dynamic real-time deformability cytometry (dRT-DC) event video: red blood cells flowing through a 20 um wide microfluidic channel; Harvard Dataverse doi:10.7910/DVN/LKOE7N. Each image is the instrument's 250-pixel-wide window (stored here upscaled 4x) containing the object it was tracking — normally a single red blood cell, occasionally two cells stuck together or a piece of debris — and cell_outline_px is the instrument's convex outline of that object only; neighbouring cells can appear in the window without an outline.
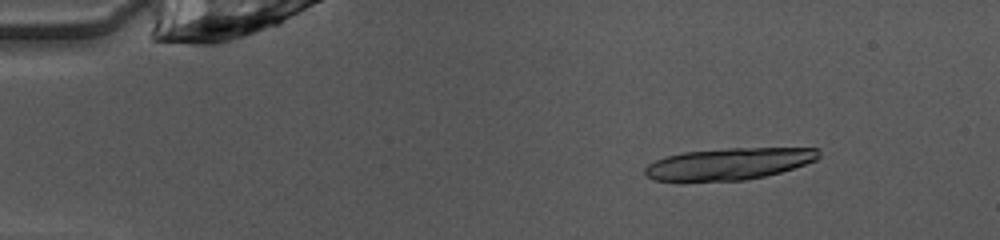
{"species": "common noctule bat (a hibernating species)", "species_latin": "Nyctalus noctula", "temperature_condition": "warm", "stored_images_in_passage": 50, "camera_frame_rate_fps": 3000, "um_per_image_px": 0.085, "animal": {"sex": "female", "body_mass_g": 10.0, "forearm_length_mm": 53.1}, "frame": {"image": 1, "passage_image": 7, "time_ms": 2.0, "image_size_px": [1000, 240], "cell_outline_px": [[820, 156], [816, 160], [780, 172], [764, 176], [744, 180], [652, 180], [644, 172], [644, 168], [648, 164], [656, 160], [668, 156], [684, 152], [728, 148], [820, 148]], "centroid_in_image_um": [61.98, 13.91], "position_along_channel_um": 23.0, "area_um2": 31.67}}
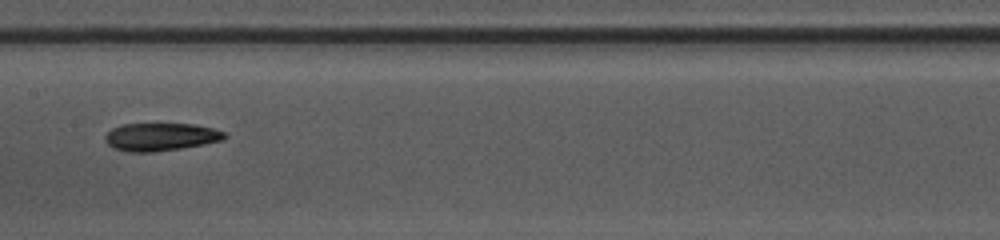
{"frame": {"image": 2, "passage_image": 26, "time_ms": 8.333, "image_size_px": [1000, 240], "cell_outline_px": [[228, 136], [224, 140], [204, 144], [180, 148], [152, 152], [128, 152], [112, 148], [104, 140], [104, 136], [112, 128], [124, 124], [192, 124], [212, 128], [224, 132]], "centroid_in_image_um": [13.64, 11.64], "position_along_channel_um": 193.8, "area_um2": 19.36}}
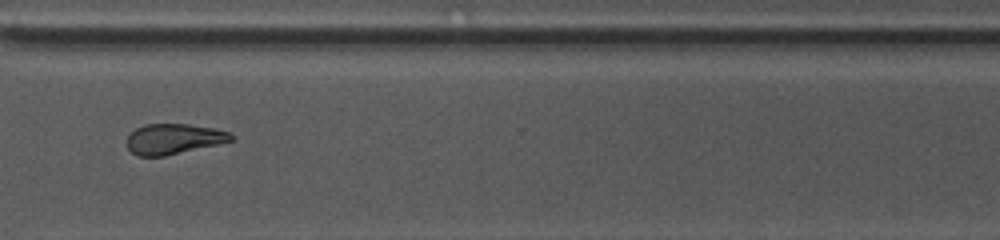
{"frame": {"image": 3, "passage_image": 38, "time_ms": 12.333, "image_size_px": [1000, 240], "cell_outline_px": [[236, 140], [164, 156], [136, 156], [128, 148], [128, 136], [136, 128], [144, 124], [188, 124], [212, 128], [228, 132], [236, 136]], "centroid_in_image_um": [14.78, 11.81], "position_along_channel_um": 355.8, "area_um2": 18.38}}